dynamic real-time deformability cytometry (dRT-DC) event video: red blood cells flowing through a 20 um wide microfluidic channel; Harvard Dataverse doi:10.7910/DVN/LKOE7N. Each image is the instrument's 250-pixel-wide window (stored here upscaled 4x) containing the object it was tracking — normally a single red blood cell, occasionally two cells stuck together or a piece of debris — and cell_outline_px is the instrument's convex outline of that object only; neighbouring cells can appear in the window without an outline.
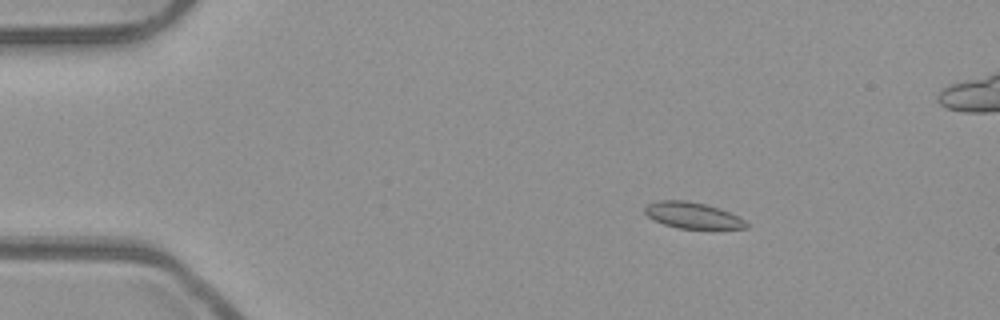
{"species": "common noctule bat (a hibernating species)", "species_latin": "Nyctalus noctula", "temperature_condition": "room temperature", "stored_images_in_passage": 55, "camera_frame_rate_fps": 3000, "um_per_image_px": 0.085, "animal": {"sex": "male", "body_mass_g": 23.1, "forearm_length_mm": 52.7}, "frame": {"image": 1, "passage_image": 10, "time_ms": 3.0, "image_size_px": [1000, 320], "cell_outline_px": [[748, 228], [680, 228], [664, 224], [648, 216], [644, 212], [644, 208], [648, 204], [660, 200], [684, 200], [704, 204], [728, 212], [744, 220], [748, 224]], "centroid_in_image_um": [58.84, 18.3], "position_along_channel_um": 26.2, "area_um2": 14.97}}
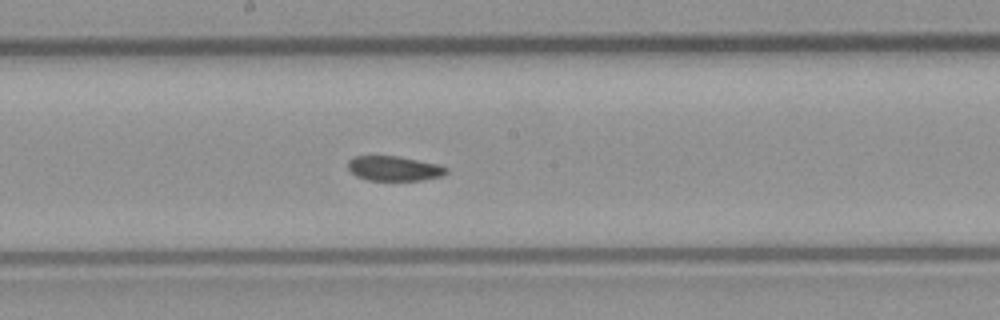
{"frame": {"image": 2, "passage_image": 30, "time_ms": 9.667, "image_size_px": [1000, 320], "cell_outline_px": [[448, 172], [440, 176], [420, 180], [368, 180], [356, 176], [348, 168], [348, 160], [356, 156], [396, 156], [436, 164], [448, 168]], "centroid_in_image_um": [33.47, 14.32], "position_along_channel_um": 214.7, "area_um2": 13.93}}
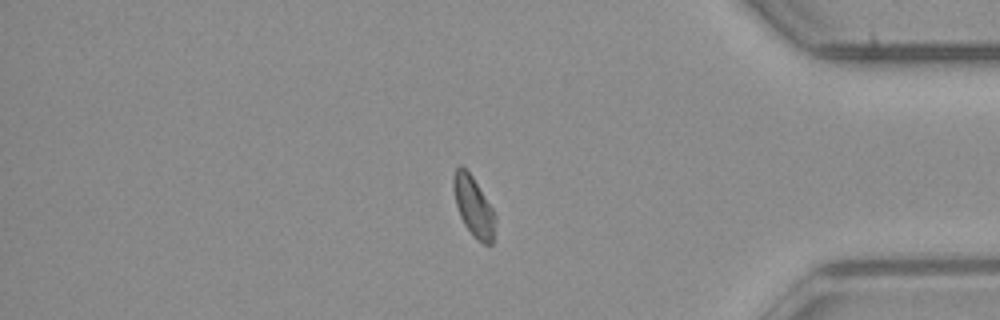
{"frame": {"image": 3, "passage_image": 46, "time_ms": 15.0, "image_size_px": [1000, 320], "cell_outline_px": [[496, 220], [492, 244], [484, 244], [472, 236], [464, 224], [460, 216], [456, 204], [452, 184], [452, 176], [456, 168], [460, 164], [472, 176], [492, 208], [496, 216]], "centroid_in_image_um": [40.24, 17.56], "position_along_channel_um": 395.0, "area_um2": 14.57}}